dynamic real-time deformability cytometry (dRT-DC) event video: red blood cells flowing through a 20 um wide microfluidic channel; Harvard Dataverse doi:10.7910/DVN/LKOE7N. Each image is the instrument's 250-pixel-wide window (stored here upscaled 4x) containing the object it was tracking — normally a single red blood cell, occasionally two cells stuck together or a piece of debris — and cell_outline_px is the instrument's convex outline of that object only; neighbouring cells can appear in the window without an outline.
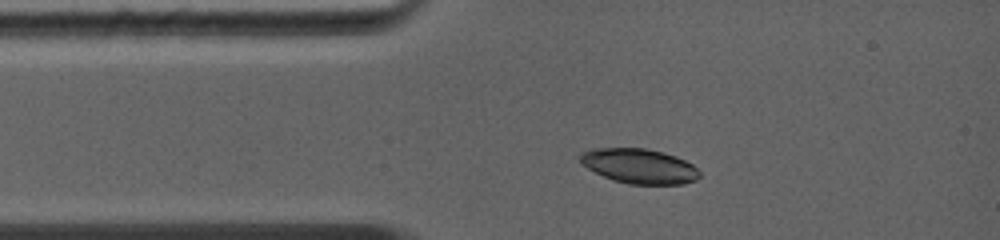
{"species": "common noctule bat (a hibernating species)", "species_latin": "Nyctalus noctula", "temperature_condition": "warm", "stored_images_in_passage": 25, "camera_frame_rate_fps": 5000, "um_per_image_px": 0.085, "animal": {"sex": "female", "body_mass_g": 19.0, "forearm_length_mm": 56.7}, "frame": {"image": 1, "passage_image": 4, "time_ms": 1.6, "image_size_px": [1000, 240], "cell_outline_px": [[700, 176], [696, 180], [684, 184], [628, 184], [612, 180], [588, 168], [580, 160], [580, 156], [584, 152], [596, 148], [648, 148], [664, 152], [676, 156], [692, 164], [700, 172]], "centroid_in_image_um": [54.39, 14.12], "position_along_channel_um": 30.6, "area_um2": 24.1}}
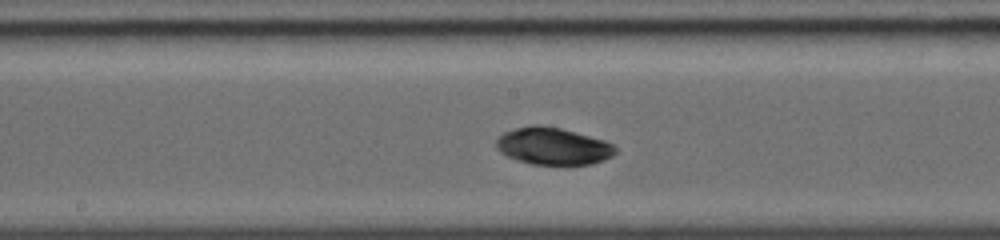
{"frame": {"image": 2, "passage_image": 14, "time_ms": 5.8, "image_size_px": [1000, 240], "cell_outline_px": [[616, 152], [612, 156], [604, 160], [592, 164], [532, 164], [508, 156], [500, 152], [496, 148], [496, 140], [504, 132], [516, 128], [532, 124], [536, 124], [560, 128], [604, 140], [612, 144], [616, 148]], "centroid_in_image_um": [47.01, 12.42], "position_along_channel_um": 201.2, "area_um2": 25.55}}
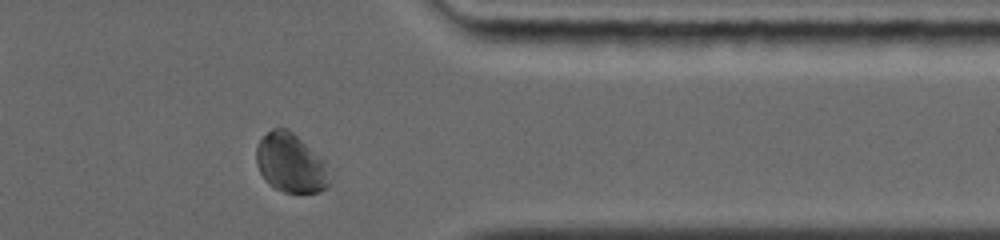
{"frame": {"image": 3, "passage_image": 23, "time_ms": 10.2, "image_size_px": [1000, 240], "cell_outline_px": [[332, 180], [320, 192], [284, 192], [268, 184], [264, 180], [256, 164], [256, 144], [272, 128], [288, 128], [320, 156], [324, 160], [332, 176]], "centroid_in_image_um": [24.71, 13.87], "position_along_channel_um": 386.7, "area_um2": 25.37}, "authors_computed_cell_mechanics": {"area_um2": 25.3742, "velocity_mm_per_s": 4.3792, "shape_relaxation_time_tau1_ms": 3.0934, "shape_relaxation_time_tau2_ms": null, "deformation_change_tau1": 0.0781, "deformation_change_tau2": null}}